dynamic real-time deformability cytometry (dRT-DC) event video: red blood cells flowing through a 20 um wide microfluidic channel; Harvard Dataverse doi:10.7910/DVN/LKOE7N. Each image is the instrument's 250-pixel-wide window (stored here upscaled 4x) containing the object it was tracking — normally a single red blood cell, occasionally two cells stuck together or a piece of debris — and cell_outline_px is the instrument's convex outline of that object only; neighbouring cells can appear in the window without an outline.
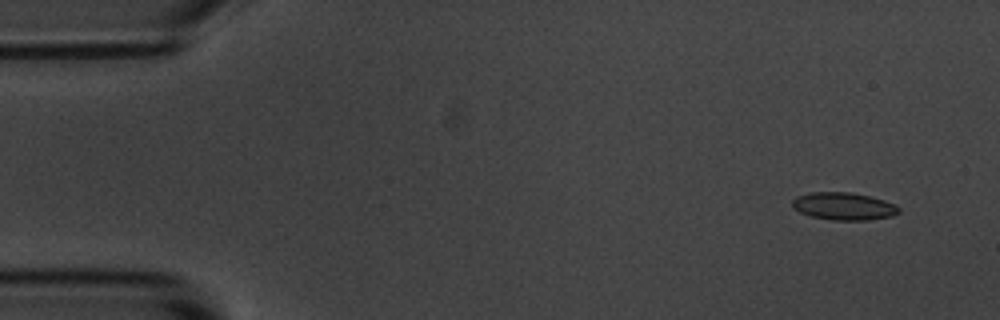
{"species": "common noctule bat (a hibernating species)", "species_latin": "Nyctalus noctula", "temperature_condition": "room temperature", "stored_images_in_passage": 14, "camera_frame_rate_fps": 3000, "um_per_image_px": 0.085, "animal": {"sex": "male", "body_mass_g": 20.1, "forearm_length_mm": 53.5}, "frame": {"image": 1, "passage_image": 1, "time_ms": 0.0, "image_size_px": [1000, 320], "cell_outline_px": [[900, 212], [892, 216], [868, 220], [832, 220], [808, 216], [792, 208], [792, 200], [796, 196], [812, 192], [848, 192], [868, 196], [884, 200], [896, 204], [900, 208]], "centroid_in_image_um": [71.7, 17.54], "position_along_channel_um": 13.3, "area_um2": 17.22}}
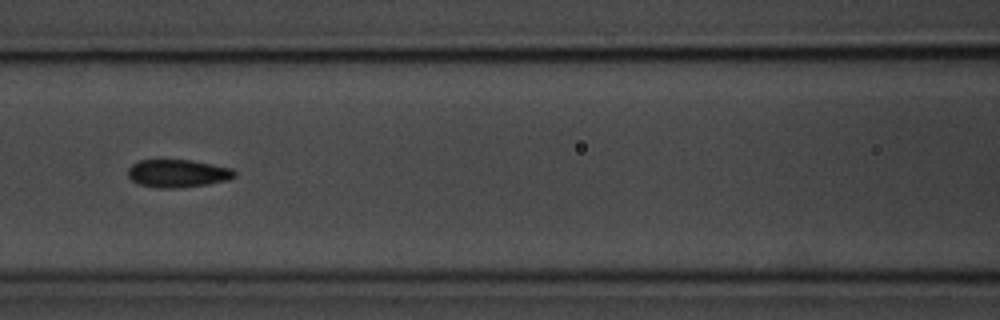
{"frame": {"image": 2, "passage_image": 6, "time_ms": 1.667, "image_size_px": [1000, 320], "cell_outline_px": [[236, 176], [228, 180], [208, 184], [180, 188], [156, 188], [140, 184], [132, 180], [128, 176], [128, 168], [132, 164], [140, 160], [192, 160], [232, 168], [236, 172]], "centroid_in_image_um": [15.12, 14.74], "position_along_channel_um": 151.5, "area_um2": 17.4}}
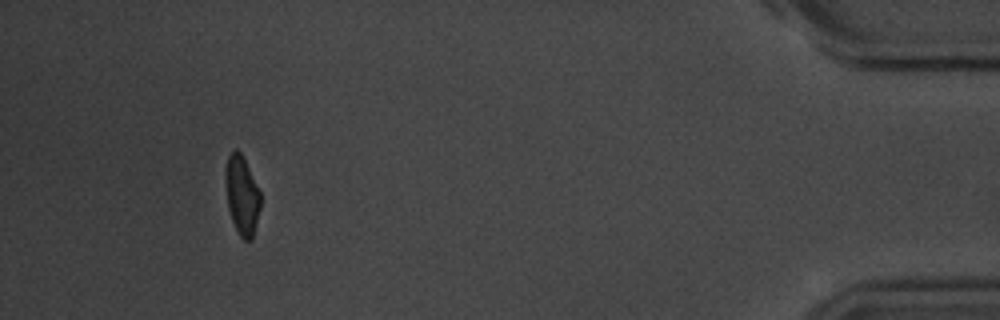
{"frame": {"image": 3, "passage_image": 13, "time_ms": 4.0, "image_size_px": [1000, 320], "cell_outline_px": [[260, 208], [252, 240], [244, 240], [240, 236], [232, 220], [228, 208], [224, 176], [228, 156], [236, 148], [240, 152], [260, 192]], "centroid_in_image_um": [20.55, 16.62], "position_along_channel_um": 414.7, "area_um2": 15.84}}